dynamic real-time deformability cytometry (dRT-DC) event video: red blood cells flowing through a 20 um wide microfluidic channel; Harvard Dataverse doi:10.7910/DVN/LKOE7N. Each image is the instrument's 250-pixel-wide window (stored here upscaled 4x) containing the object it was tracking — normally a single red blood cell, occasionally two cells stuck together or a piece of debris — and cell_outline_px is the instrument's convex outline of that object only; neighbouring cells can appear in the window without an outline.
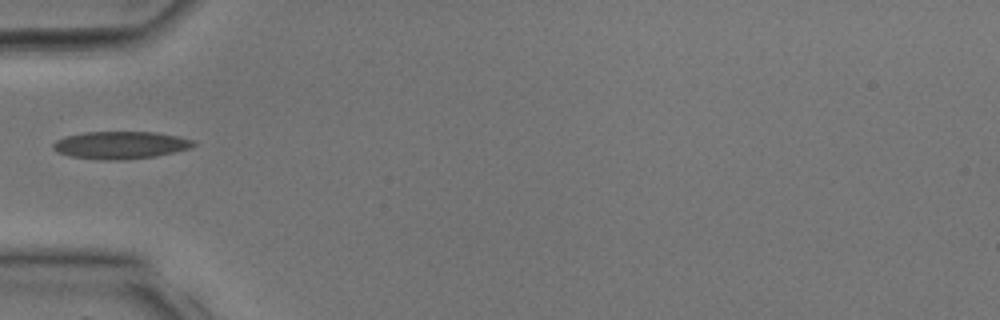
{"species": "common noctule bat (a hibernating species)", "species_latin": "Nyctalus noctula", "temperature_condition": "room temperature", "stored_images_in_passage": 33, "camera_frame_rate_fps": 3000, "um_per_image_px": 0.085, "animal": {"sex": "male", "body_mass_g": 17.9, "forearm_length_mm": 54.2}, "frame": {"image": 1, "passage_image": 11, "time_ms": 3.333, "image_size_px": [1000, 320], "cell_outline_px": [[196, 144], [188, 148], [156, 156], [124, 160], [100, 160], [68, 156], [56, 152], [52, 148], [52, 144], [56, 140], [68, 136], [84, 132], [156, 132], [180, 136], [196, 140]], "centroid_in_image_um": [10.23, 12.33], "position_along_channel_um": 74.8, "area_um2": 22.66}}
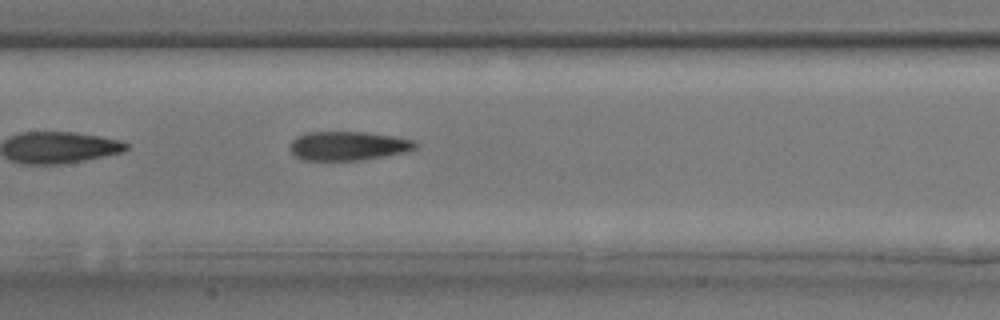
{"frame": {"image": 2, "passage_image": 16, "time_ms": 5.0, "image_size_px": [1000, 320], "cell_outline_px": [[420, 144], [416, 148], [404, 152], [384, 156], [360, 160], [304, 160], [296, 156], [288, 148], [292, 140], [296, 136], [308, 132], [364, 132], [392, 136], [412, 140]], "centroid_in_image_um": [29.56, 12.39], "position_along_channel_um": 177.8, "area_um2": 21.1}}
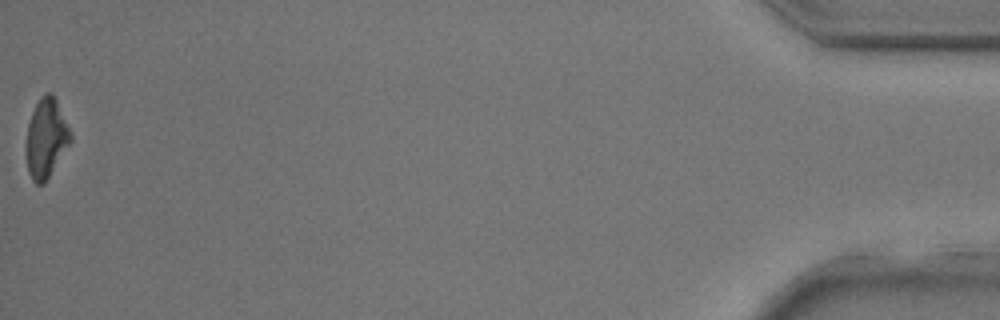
{"frame": {"image": 3, "passage_image": 33, "time_ms": 10.667, "image_size_px": [1000, 320], "cell_outline_px": [[72, 140], [44, 184], [36, 184], [32, 180], [28, 172], [28, 124], [32, 112], [40, 96], [44, 92], [52, 92], [72, 132]], "centroid_in_image_um": [3.96, 11.72], "position_along_channel_um": 431.2, "area_um2": 20.11}}